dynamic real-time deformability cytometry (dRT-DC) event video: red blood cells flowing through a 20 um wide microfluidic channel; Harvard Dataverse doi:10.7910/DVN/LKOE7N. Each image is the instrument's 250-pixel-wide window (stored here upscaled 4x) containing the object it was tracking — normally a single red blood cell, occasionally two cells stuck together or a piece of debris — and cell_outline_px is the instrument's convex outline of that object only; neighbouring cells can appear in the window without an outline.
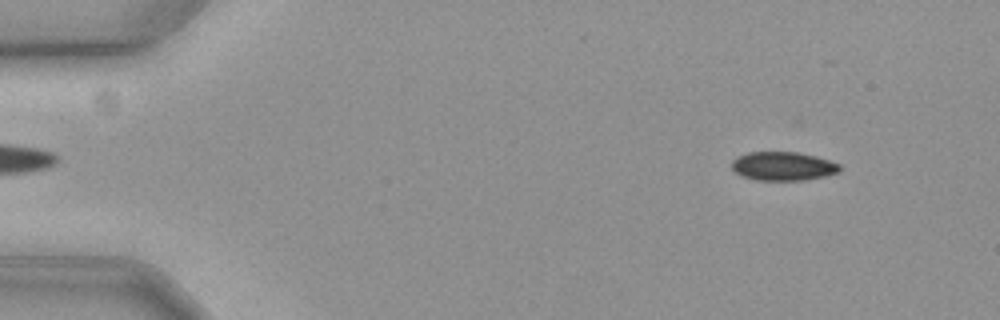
{"species": "common noctule bat (a hibernating species)", "species_latin": "Nyctalus noctula", "temperature_condition": "cold", "stored_images_in_passage": 58, "camera_frame_rate_fps": 3000, "um_per_image_px": 0.085, "animal": {"sex": "female", "body_mass_g": 19.3, "forearm_length_mm": 54.1}, "frame": {"image": 1, "passage_image": 6, "time_ms": 1.667, "image_size_px": [1000, 320], "cell_outline_px": [[840, 172], [824, 176], [804, 180], [756, 180], [744, 176], [736, 172], [732, 168], [732, 160], [748, 152], [796, 152], [816, 156], [840, 164]], "centroid_in_image_um": [66.58, 14.12], "position_along_channel_um": 18.4, "area_um2": 17.92}}
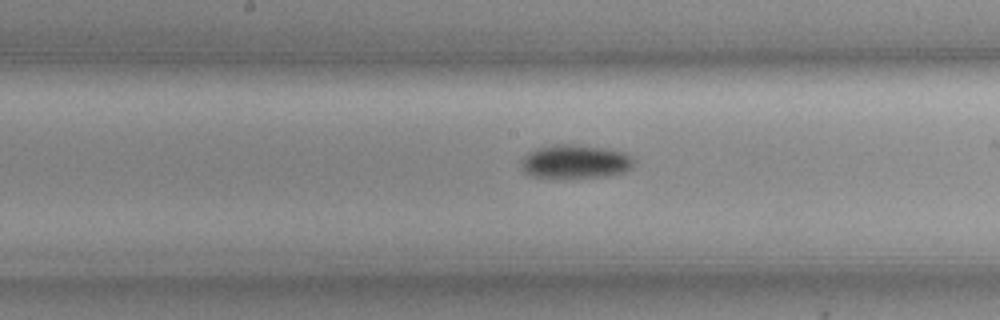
{"frame": {"image": 2, "passage_image": 30, "time_ms": 9.667, "image_size_px": [1000, 320], "cell_outline_px": [[636, 160], [624, 172], [604, 176], [532, 176], [524, 172], [524, 156], [528, 152], [552, 144], [572, 144], [608, 148], [624, 152], [632, 156]], "centroid_in_image_um": [48.96, 13.7], "position_along_channel_um": 199.2, "area_um2": 21.44}}
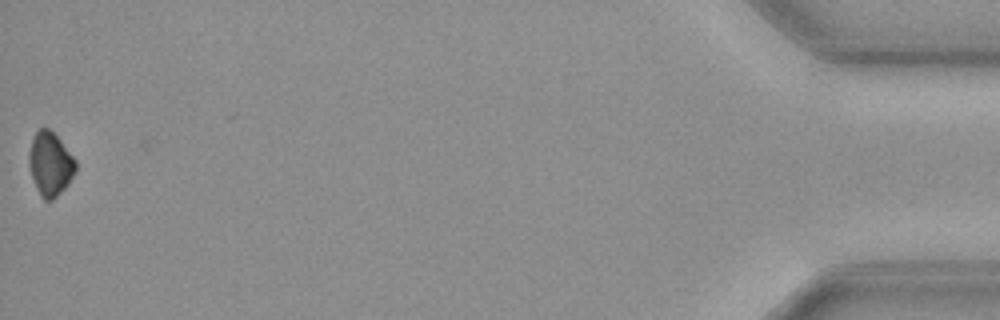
{"frame": {"image": 3, "passage_image": 58, "time_ms": 19.0, "image_size_px": [1000, 320], "cell_outline_px": [[76, 168], [68, 184], [52, 200], [44, 200], [40, 196], [36, 188], [28, 164], [28, 152], [32, 136], [40, 128], [48, 128], [60, 140], [76, 160]], "centroid_in_image_um": [4.24, 13.92], "position_along_channel_um": 431.0, "area_um2": 17.22}, "authors_computed_cell_mechanics": {"area_um2": 19.4208, "velocity_mm_per_s": 3.5807, "shape_relaxation_time_tau1_ms": 2.4691, "shape_relaxation_time_tau2_ms": null, "deformation_change_tau1": 0.0577, "deformation_change_tau2": null}}